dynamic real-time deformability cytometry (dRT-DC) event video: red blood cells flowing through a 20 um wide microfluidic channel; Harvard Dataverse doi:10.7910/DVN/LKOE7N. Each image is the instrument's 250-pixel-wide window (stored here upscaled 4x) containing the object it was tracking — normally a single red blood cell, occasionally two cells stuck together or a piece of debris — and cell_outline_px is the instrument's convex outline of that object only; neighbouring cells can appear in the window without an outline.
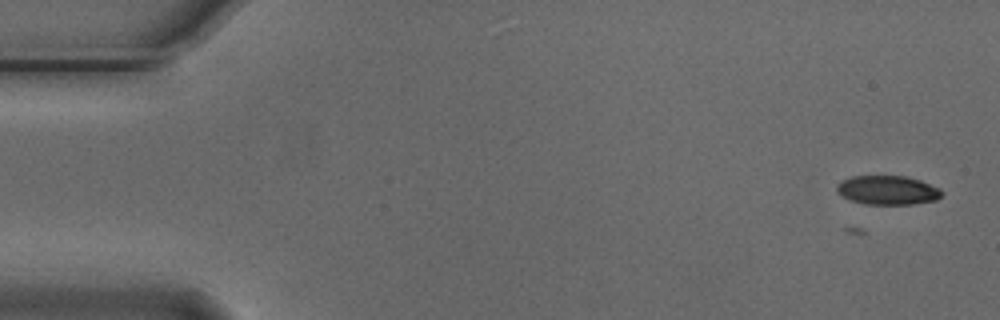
{"species": "Egyptian fruit bat (a non-hibernating species)", "species_latin": "Rousettus aegyptiacus", "temperature_condition": "cold", "stored_images_in_passage": 10, "camera_frame_rate_fps": 3000, "um_per_image_px": 0.085, "animal": {"sex": "male"}, "frame": {"image": 1, "passage_image": 2, "time_ms": 0.333, "image_size_px": [1000, 320], "cell_outline_px": [[944, 192], [936, 200], [912, 204], [864, 204], [852, 200], [836, 192], [836, 184], [840, 180], [852, 176], [904, 176], [920, 180], [940, 188]], "centroid_in_image_um": [75.44, 16.15], "position_along_channel_um": 9.6, "area_um2": 17.8}}
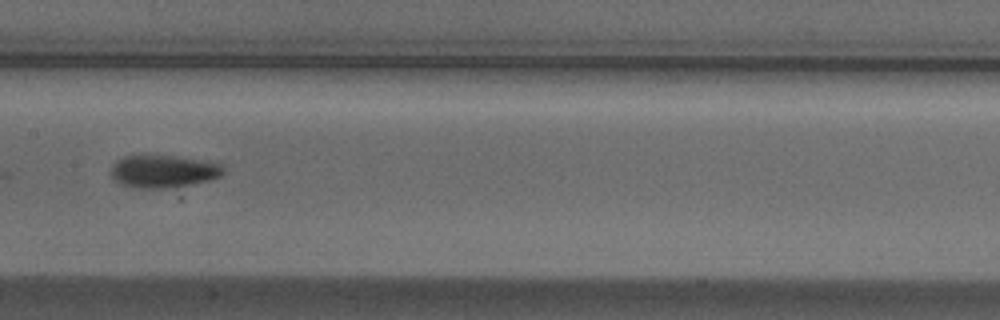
{"frame": {"image": 2, "passage_image": 9, "time_ms": 2.667, "image_size_px": [1000, 320], "cell_outline_px": [[224, 172], [220, 176], [208, 180], [172, 188], [140, 188], [120, 184], [112, 176], [112, 164], [116, 160], [124, 156], [176, 156], [208, 160], [220, 164], [224, 168]], "centroid_in_image_um": [13.91, 14.56], "position_along_channel_um": 193.5, "area_um2": 21.27}}
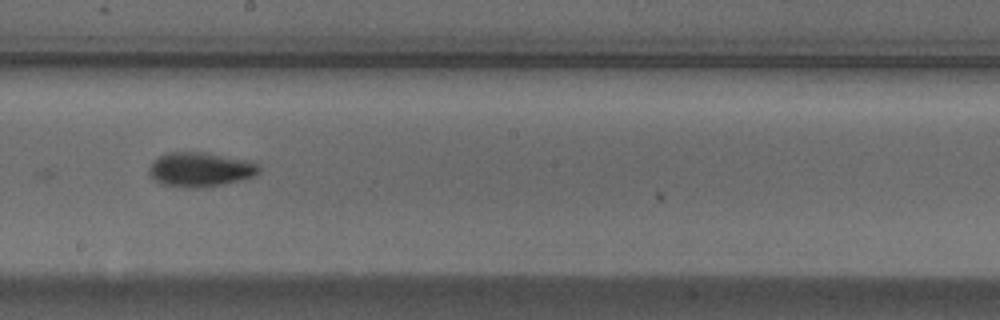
{"frame": {"image": 3, "passage_image": 10, "time_ms": 3.0, "image_size_px": [1000, 320], "cell_outline_px": [[260, 172], [252, 176], [240, 180], [224, 184], [204, 188], [188, 188], [160, 184], [148, 176], [148, 168], [152, 160], [168, 152], [204, 152], [252, 160], [260, 168]], "centroid_in_image_um": [16.99, 14.41], "position_along_channel_um": 231.2, "area_um2": 22.48}}